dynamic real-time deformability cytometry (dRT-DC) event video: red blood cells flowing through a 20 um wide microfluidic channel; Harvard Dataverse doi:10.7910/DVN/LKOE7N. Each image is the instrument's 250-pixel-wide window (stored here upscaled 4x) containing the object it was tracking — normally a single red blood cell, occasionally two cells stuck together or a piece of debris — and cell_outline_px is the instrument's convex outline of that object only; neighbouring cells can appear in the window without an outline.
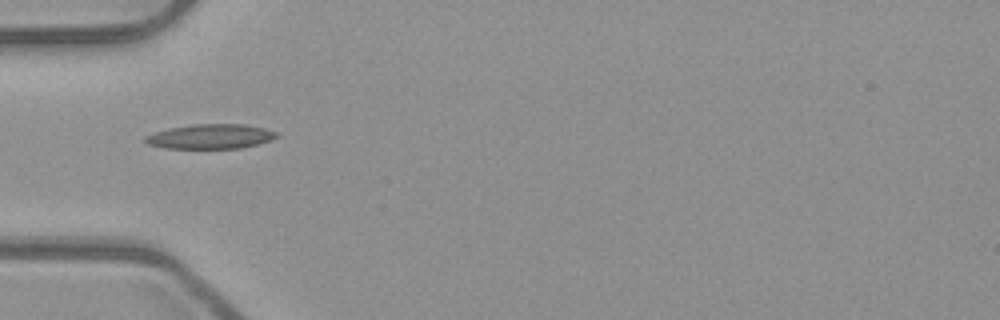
{"species": "common noctule bat (a hibernating species)", "species_latin": "Nyctalus noctula", "temperature_condition": "room temperature", "stored_images_in_passage": 36, "camera_frame_rate_fps": 3000, "um_per_image_px": 0.085, "animal": {"sex": "male", "body_mass_g": 23.1, "forearm_length_mm": 52.7}, "frame": {"image": 1, "passage_image": 1, "time_ms": 0.0, "image_size_px": [1000, 320], "cell_outline_px": [[280, 136], [256, 144], [240, 148], [164, 148], [148, 144], [144, 140], [144, 136], [168, 128], [192, 124], [244, 124], [264, 128], [276, 132]], "centroid_in_image_um": [17.87, 11.59], "position_along_channel_um": 67.1, "area_um2": 18.73}}
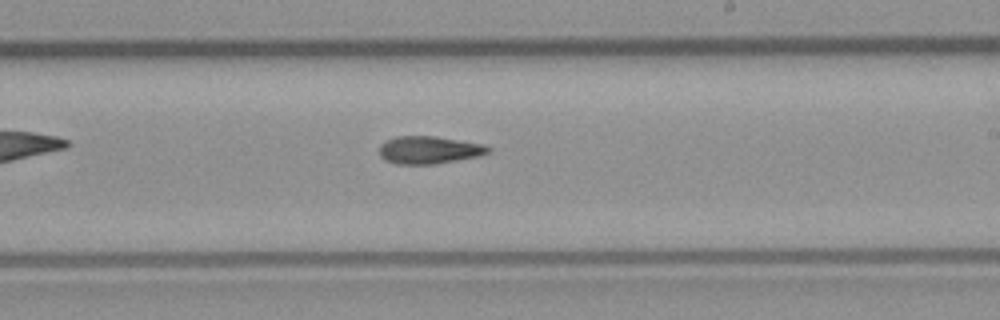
{"frame": {"image": 2, "passage_image": 15, "time_ms": 4.667, "image_size_px": [1000, 320], "cell_outline_px": [[492, 148], [488, 152], [480, 156], [436, 164], [396, 164], [384, 160], [380, 156], [380, 144], [384, 140], [396, 136], [436, 136], [484, 144]], "centroid_in_image_um": [36.46, 12.74], "position_along_channel_um": 252.5, "area_um2": 17.74}}
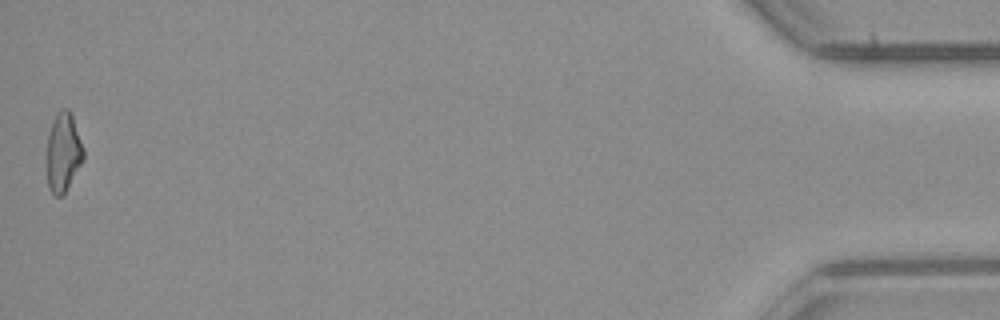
{"frame": {"image": 3, "passage_image": 36, "time_ms": 11.667, "image_size_px": [1000, 320], "cell_outline_px": [[84, 160], [64, 192], [60, 196], [56, 196], [48, 188], [48, 132], [56, 112], [60, 108], [68, 108], [72, 112], [84, 148]], "centroid_in_image_um": [5.4, 12.86], "position_along_channel_um": 429.8, "area_um2": 16.88}}